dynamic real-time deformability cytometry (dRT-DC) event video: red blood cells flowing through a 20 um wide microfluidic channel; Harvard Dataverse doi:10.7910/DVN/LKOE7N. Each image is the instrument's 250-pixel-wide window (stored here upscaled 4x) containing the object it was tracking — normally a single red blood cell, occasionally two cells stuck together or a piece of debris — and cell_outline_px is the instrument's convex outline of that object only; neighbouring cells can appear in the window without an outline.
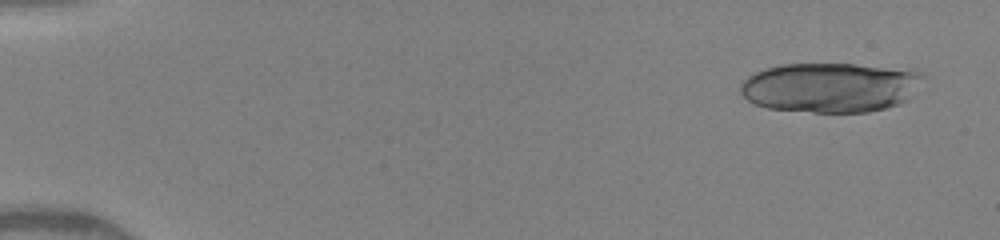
{"species": "human", "species_latin": "Homo sapiens", "temperature_condition": "warm", "stored_images_in_passage": 14, "camera_frame_rate_fps": 3000, "um_per_image_px": 0.085, "donor": {"sex": "female"}, "frame": {"image": 1, "passage_image": 1, "time_ms": 0.0, "image_size_px": [1000, 240], "cell_outline_px": [[924, 72], [908, 100], [900, 104], [868, 112], [812, 112], [768, 108], [752, 104], [740, 92], [740, 84], [748, 76], [764, 68], [784, 64], [852, 64], [912, 68]], "centroid_in_image_um": [70.58, 7.42], "position_along_channel_um": 14.4, "area_um2": 53.23}}
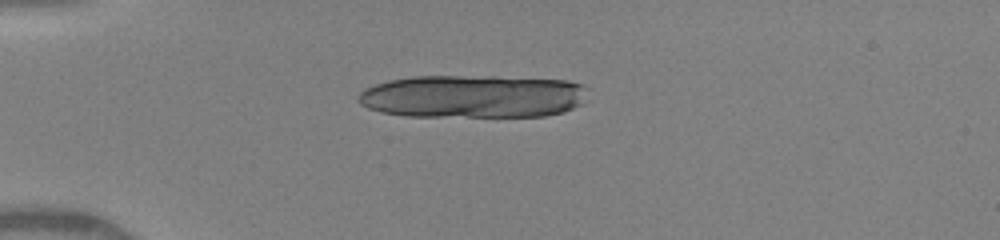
{"frame": {"image": 2, "passage_image": 10, "time_ms": 3.333, "image_size_px": [1000, 240], "cell_outline_px": [[588, 88], [580, 104], [564, 112], [544, 116], [404, 116], [380, 112], [368, 108], [360, 104], [356, 100], [360, 92], [364, 88], [388, 80], [412, 76], [496, 76], [568, 80], [584, 84]], "centroid_in_image_um": [40.17, 8.18], "position_along_channel_um": 44.8, "area_um2": 58.09}}